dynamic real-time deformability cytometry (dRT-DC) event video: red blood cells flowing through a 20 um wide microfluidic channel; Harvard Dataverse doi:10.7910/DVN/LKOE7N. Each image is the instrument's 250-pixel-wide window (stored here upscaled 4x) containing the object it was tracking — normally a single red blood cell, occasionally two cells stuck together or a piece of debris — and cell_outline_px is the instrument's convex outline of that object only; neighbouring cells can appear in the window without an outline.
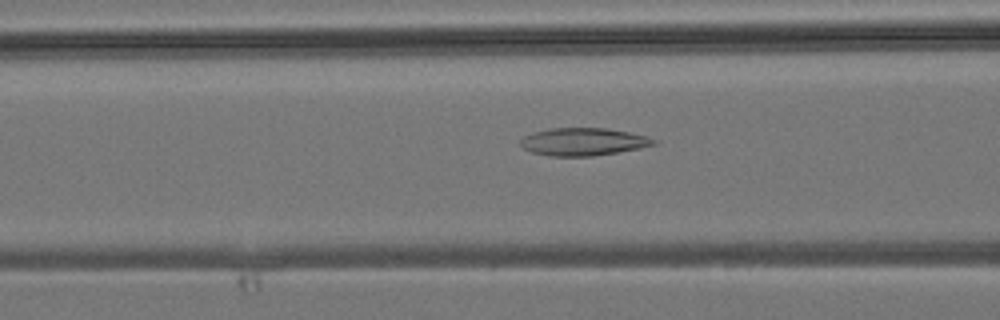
{"species": "common noctule bat (a hibernating species)", "species_latin": "Nyctalus noctula", "temperature_condition": "room temperature", "stored_images_in_passage": 45, "camera_frame_rate_fps": 3000, "um_per_image_px": 0.085, "animal": {"sex": "male", "body_mass_g": 19.2, "forearm_length_mm": 51.8}, "frame": {"image": 1, "passage_image": 18, "time_ms": 5.667, "image_size_px": [1000, 320], "cell_outline_px": [[656, 144], [640, 148], [592, 156], [548, 156], [532, 152], [524, 148], [520, 144], [520, 140], [524, 136], [532, 132], [548, 128], [604, 128], [628, 132], [644, 136], [656, 140]], "centroid_in_image_um": [49.52, 12.04], "position_along_channel_um": 117.1, "area_um2": 21.33}}
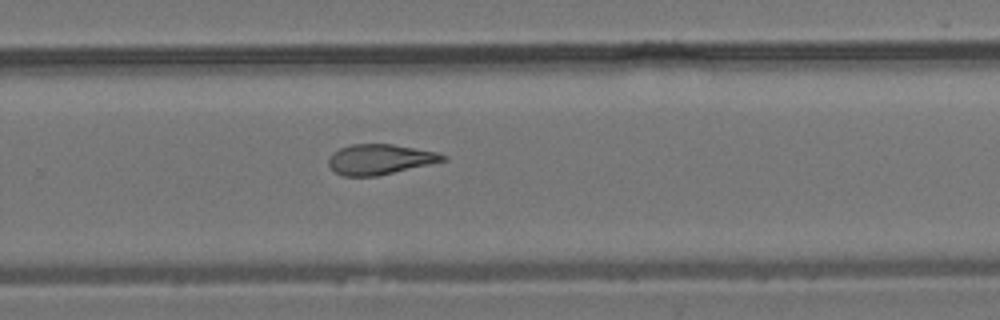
{"frame": {"image": 2, "passage_image": 30, "time_ms": 9.667, "image_size_px": [1000, 320], "cell_outline_px": [[448, 160], [376, 176], [344, 176], [336, 172], [328, 164], [328, 156], [332, 152], [340, 148], [352, 144], [392, 144], [436, 152], [448, 156]], "centroid_in_image_um": [32.28, 13.54], "position_along_channel_um": 297.5, "area_um2": 20.06}}
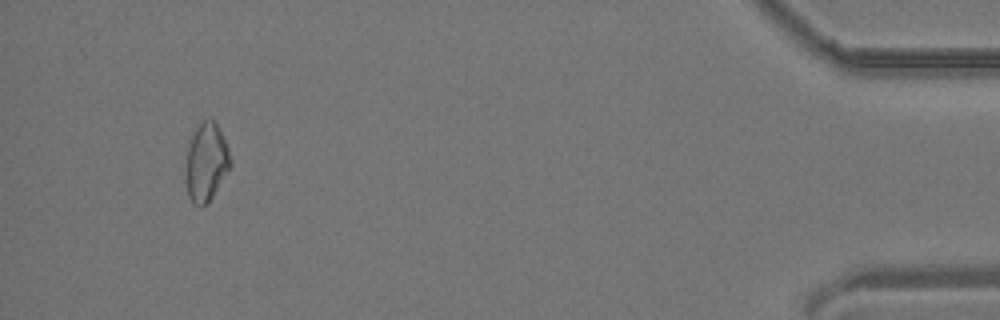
{"frame": {"image": 3, "passage_image": 43, "time_ms": 14.0, "image_size_px": [1000, 320], "cell_outline_px": [[232, 164], [208, 204], [192, 204], [188, 196], [184, 180], [184, 172], [188, 144], [196, 128], [204, 120], [212, 120], [216, 124], [228, 148], [232, 160]], "centroid_in_image_um": [17.49, 13.84], "position_along_channel_um": 417.7, "area_um2": 20.4}}